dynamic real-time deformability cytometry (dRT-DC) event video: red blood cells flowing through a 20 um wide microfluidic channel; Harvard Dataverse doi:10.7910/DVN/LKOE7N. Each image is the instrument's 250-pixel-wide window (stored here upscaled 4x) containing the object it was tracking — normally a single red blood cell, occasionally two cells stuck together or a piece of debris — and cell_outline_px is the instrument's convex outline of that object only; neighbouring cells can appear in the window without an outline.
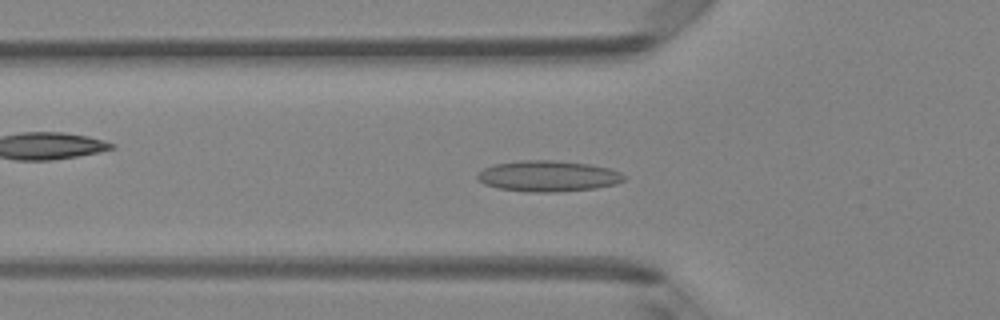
{"species": "Egyptian fruit bat (a non-hibernating species)", "species_latin": "Rousettus aegyptiacus", "temperature_condition": "room temperature", "stored_images_in_passage": 48, "camera_frame_rate_fps": 3000, "um_per_image_px": 0.085, "animal": {"sex": "female"}, "frame": {"image": 1, "passage_image": 16, "time_ms": 5.0, "image_size_px": [1000, 320], "cell_outline_px": [[624, 180], [616, 184], [596, 188], [556, 192], [528, 192], [500, 188], [484, 184], [476, 176], [476, 172], [492, 164], [520, 160], [552, 160], [588, 164], [612, 168], [620, 172], [624, 176]], "centroid_in_image_um": [46.57, 14.96], "position_along_channel_um": 79.2, "area_um2": 26.53}}
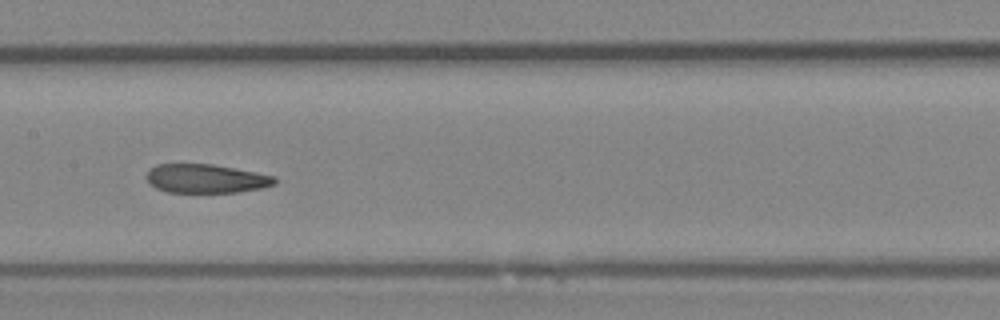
{"frame": {"image": 2, "passage_image": 24, "time_ms": 7.667, "image_size_px": [1000, 320], "cell_outline_px": [[276, 184], [264, 188], [236, 192], [168, 192], [156, 188], [148, 184], [144, 176], [148, 168], [156, 164], [212, 164], [256, 172], [276, 176]], "centroid_in_image_um": [17.47, 15.17], "position_along_channel_um": 189.9, "area_um2": 21.85}}
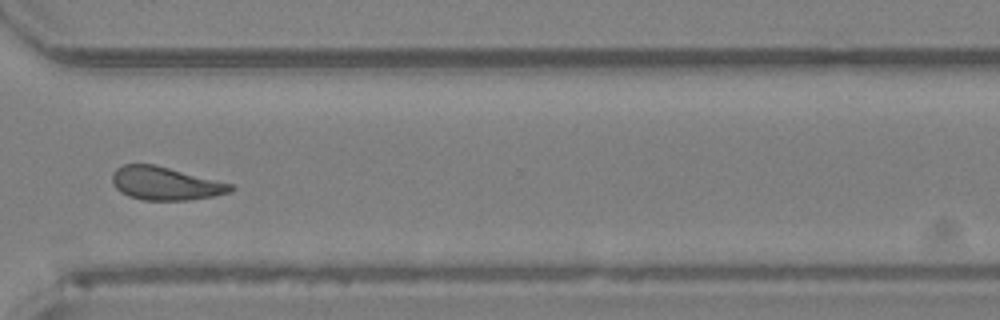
{"frame": {"image": 3, "passage_image": 36, "time_ms": 11.667, "image_size_px": [1000, 320], "cell_outline_px": [[236, 188], [232, 192], [192, 200], [140, 200], [128, 196], [120, 192], [112, 184], [112, 172], [116, 168], [124, 164], [152, 164], [232, 184]], "centroid_in_image_um": [14.02, 15.61], "position_along_channel_um": 356.6, "area_um2": 22.89}, "authors_computed_cell_mechanics": {"area_um2": 23.2645, "velocity_mm_per_s": 4.1594, "shape_relaxation_time_tau1_ms": null, "shape_relaxation_time_tau2_ms": 3.8738, "deformation_change_tau1": null, "deformation_change_tau2": 0.1167}}